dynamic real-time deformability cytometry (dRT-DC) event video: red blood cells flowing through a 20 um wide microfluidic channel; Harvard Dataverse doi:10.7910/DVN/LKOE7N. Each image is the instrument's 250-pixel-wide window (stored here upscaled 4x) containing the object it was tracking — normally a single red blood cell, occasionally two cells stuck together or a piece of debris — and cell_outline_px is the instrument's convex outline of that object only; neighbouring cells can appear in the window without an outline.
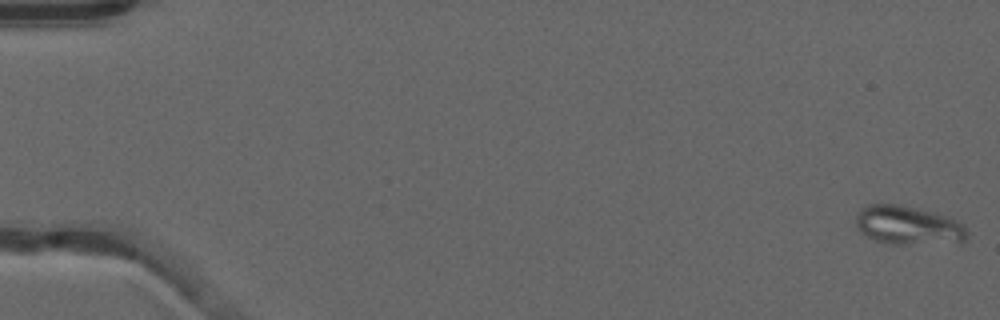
{"species": "common noctule bat (a hibernating species)", "species_latin": "Nyctalus noctula", "temperature_condition": "warm", "stored_images_in_passage": 53, "camera_frame_rate_fps": 3000, "um_per_image_px": 0.085, "animal": {"sex": "male", "forearm_length_mm": 52.5}, "frame": {"image": 1, "passage_image": 1, "time_ms": 0.0, "image_size_px": [1000, 320], "cell_outline_px": [[968, 236], [960, 244], [888, 244], [876, 240], [860, 232], [856, 224], [856, 212], [860, 208], [868, 204], [900, 204], [948, 216], [964, 224], [968, 232]], "centroid_in_image_um": [77.23, 19.17], "position_along_channel_um": 7.8, "area_um2": 25.66}}
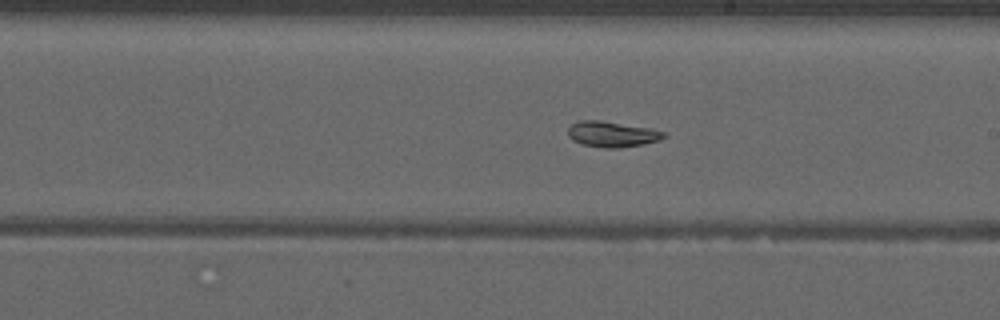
{"frame": {"image": 2, "passage_image": 31, "time_ms": 10.0, "image_size_px": [1000, 320], "cell_outline_px": [[668, 136], [660, 140], [620, 148], [604, 148], [580, 144], [572, 140], [568, 136], [568, 128], [576, 120], [600, 120], [648, 128], [664, 132]], "centroid_in_image_um": [51.98, 11.4], "position_along_channel_um": 237.0, "area_um2": 14.33}}
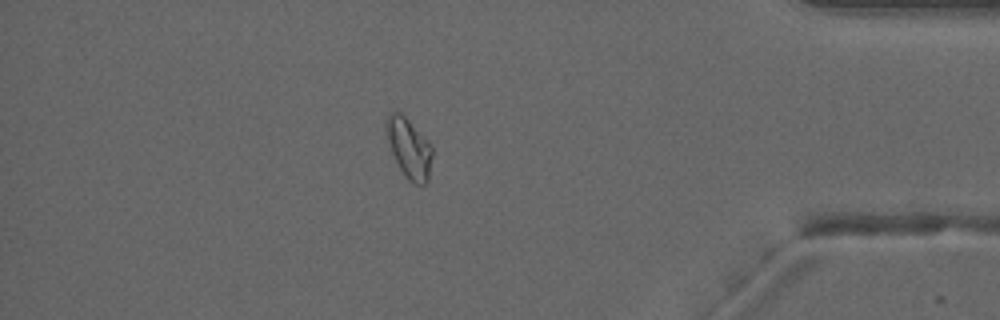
{"frame": {"image": 3, "passage_image": 46, "time_ms": 15.0, "image_size_px": [1000, 320], "cell_outline_px": [[432, 156], [428, 180], [424, 184], [412, 184], [404, 176], [392, 152], [384, 132], [384, 124], [388, 112], [400, 112], [432, 144]], "centroid_in_image_um": [34.74, 12.57], "position_along_channel_um": 400.5, "area_um2": 16.18}, "authors_computed_cell_mechanics": {"area_um2": 17.5134, "velocity_mm_per_s": 3.9531, "shape_relaxation_time_tau1_ms": null, "shape_relaxation_time_tau2_ms": 1.0351, "deformation_change_tau1": null, "deformation_change_tau2": 0.0554}}